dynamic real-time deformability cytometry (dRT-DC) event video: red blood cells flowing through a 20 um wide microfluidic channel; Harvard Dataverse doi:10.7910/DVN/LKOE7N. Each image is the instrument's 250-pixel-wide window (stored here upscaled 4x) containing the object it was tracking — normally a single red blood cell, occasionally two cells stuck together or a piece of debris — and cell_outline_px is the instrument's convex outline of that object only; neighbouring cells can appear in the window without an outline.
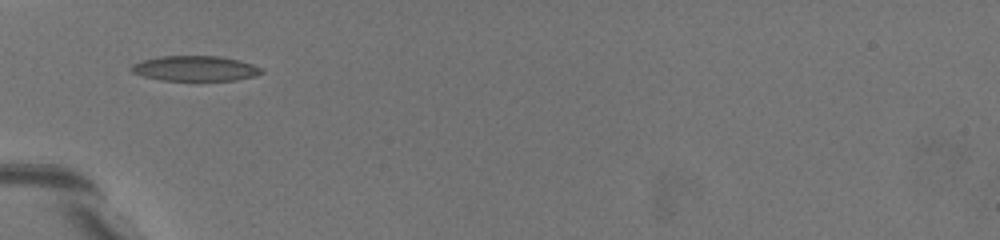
{"species": "common noctule bat (a hibernating species)", "species_latin": "Nyctalus noctula", "temperature_condition": "warm", "stored_images_in_passage": 2, "camera_frame_rate_fps": 3000, "um_per_image_px": 0.085, "animal": {"sex": "female", "body_mass_g": 19.5, "forearm_length_mm": 54.1}, "frame": {"image": 1, "passage_image": 1, "time_ms": 0.0, "image_size_px": [1000, 240], "cell_outline_px": [[176, 208], [168, 208], [120, 168], [116, 164], [112, 152], [112, 144], [116, 140], [128, 144], [164, 180], [176, 204]], "centroid_in_image_um": [12.07, 14.69], "position_along_channel_um": 72.9, "area_um2": 11.39}}